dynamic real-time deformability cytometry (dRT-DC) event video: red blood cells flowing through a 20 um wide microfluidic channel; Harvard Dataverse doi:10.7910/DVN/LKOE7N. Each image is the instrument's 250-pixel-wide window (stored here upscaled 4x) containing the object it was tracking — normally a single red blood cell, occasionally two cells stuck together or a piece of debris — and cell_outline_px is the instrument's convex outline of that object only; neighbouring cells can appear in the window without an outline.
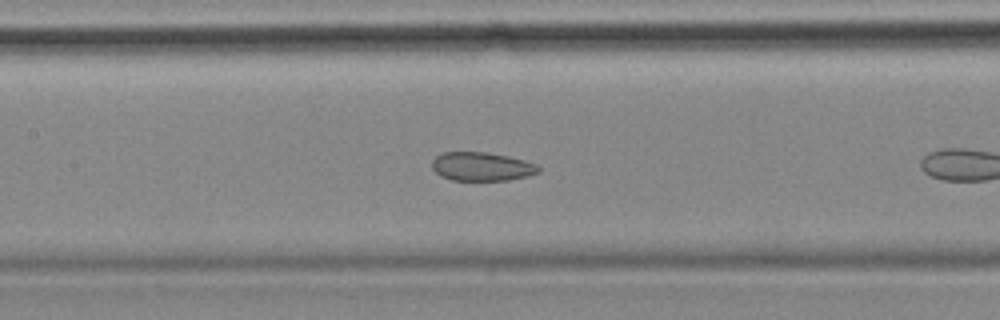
{"species": "common noctule bat (a hibernating species)", "species_latin": "Nyctalus noctula", "temperature_condition": "cold", "stored_images_in_passage": 14, "camera_frame_rate_fps": 3000, "um_per_image_px": 0.085, "animal": {"sex": "female", "body_mass_g": 18.4}, "frame": {"image": 1, "passage_image": 12, "time_ms": 3.667, "image_size_px": [1000, 320], "cell_outline_px": [[540, 168], [536, 172], [528, 176], [508, 180], [452, 180], [440, 176], [432, 168], [432, 160], [440, 152], [488, 152], [508, 156], [524, 160], [536, 164]], "centroid_in_image_um": [40.91, 14.15], "position_along_channel_um": 166.5, "area_um2": 17.8}}